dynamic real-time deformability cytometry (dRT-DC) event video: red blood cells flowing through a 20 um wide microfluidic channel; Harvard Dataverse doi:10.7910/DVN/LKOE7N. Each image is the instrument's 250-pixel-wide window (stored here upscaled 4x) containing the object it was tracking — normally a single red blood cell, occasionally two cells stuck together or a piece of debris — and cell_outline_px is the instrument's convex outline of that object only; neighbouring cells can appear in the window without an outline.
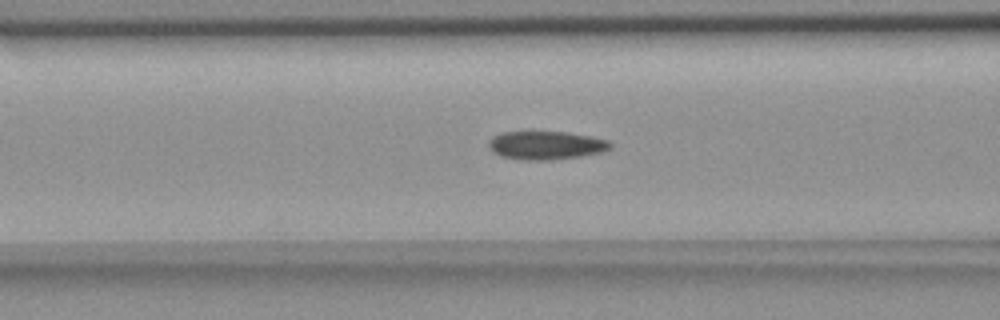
{"species": "common noctule bat (a hibernating species)", "species_latin": "Nyctalus noctula", "temperature_condition": "room temperature", "stored_images_in_passage": 40, "camera_frame_rate_fps": 3000, "um_per_image_px": 0.085, "animal": {"sex": "female", "body_mass_g": 18.4}, "frame": {"image": 1, "passage_image": 6, "time_ms": 1.667, "image_size_px": [1000, 320], "cell_outline_px": [[612, 148], [604, 152], [580, 156], [548, 160], [520, 160], [500, 156], [492, 152], [488, 144], [488, 140], [492, 136], [504, 132], [568, 132], [592, 136], [608, 140], [612, 144]], "centroid_in_image_um": [46.42, 12.35], "position_along_channel_um": 120.2, "area_um2": 20.35}}
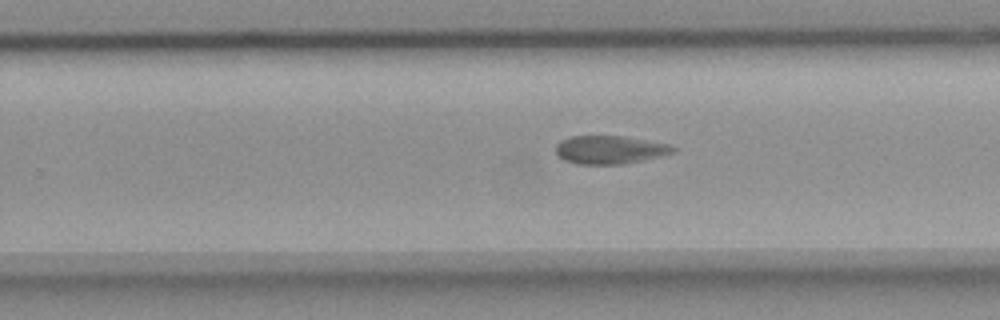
{"frame": {"image": 2, "passage_image": 19, "time_ms": 6.0, "image_size_px": [1000, 320], "cell_outline_px": [[676, 152], [660, 156], [620, 164], [576, 164], [564, 160], [556, 152], [556, 144], [560, 140], [572, 136], [620, 136], [668, 144], [676, 148]], "centroid_in_image_um": [51.8, 12.73], "position_along_channel_um": 278.0, "area_um2": 19.02}}
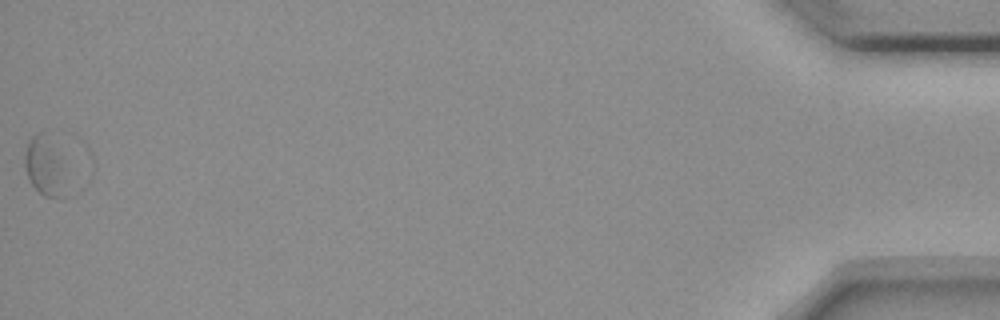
{"frame": {"image": 3, "passage_image": 40, "time_ms": 13.0, "image_size_px": [1000, 320], "cell_outline_px": [[60, 156], [56, 196], [44, 196], [32, 184], [28, 176], [24, 164], [24, 156], [28, 140], [32, 136], [40, 132], [44, 132]], "centroid_in_image_um": [3.6, 13.96], "position_along_channel_um": 431.6, "area_um2": 12.2}, "authors_computed_cell_mechanics": {"area_um2": 19.2185, "velocity_mm_per_s": 3.6287, "shape_relaxation_time_tau1_ms": null, "shape_relaxation_time_tau2_ms": 1.5912, "deformation_change_tau1": null, "deformation_change_tau2": 0.0542}}